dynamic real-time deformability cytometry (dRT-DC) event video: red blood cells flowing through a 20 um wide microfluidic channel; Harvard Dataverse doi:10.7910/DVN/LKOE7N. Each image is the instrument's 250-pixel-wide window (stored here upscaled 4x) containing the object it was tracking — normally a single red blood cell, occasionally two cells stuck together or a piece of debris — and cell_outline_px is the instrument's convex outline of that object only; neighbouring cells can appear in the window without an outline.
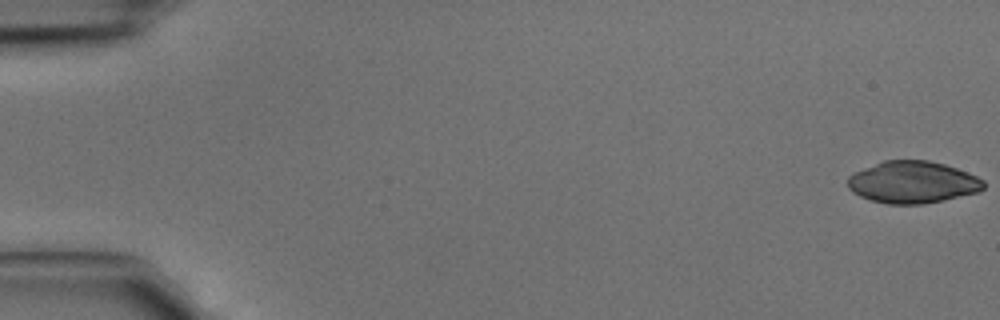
{"species": "common noctule bat (a hibernating species)", "species_latin": "Nyctalus noctula", "temperature_condition": "cold", "stored_images_in_passage": 45, "camera_frame_rate_fps": 3000, "um_per_image_px": 0.085, "animal": {"sex": "male", "body_mass_g": 15.6}, "frame": {"image": 1, "passage_image": 1, "time_ms": 0.0, "image_size_px": [1000, 320], "cell_outline_px": [[984, 188], [980, 192], [944, 200], [924, 204], [888, 204], [872, 200], [860, 196], [852, 192], [848, 188], [848, 176], [864, 168], [884, 160], [928, 160], [944, 164], [968, 172], [984, 180]], "centroid_in_image_um": [77.6, 15.49], "position_along_channel_um": 7.4, "area_um2": 33.29}}